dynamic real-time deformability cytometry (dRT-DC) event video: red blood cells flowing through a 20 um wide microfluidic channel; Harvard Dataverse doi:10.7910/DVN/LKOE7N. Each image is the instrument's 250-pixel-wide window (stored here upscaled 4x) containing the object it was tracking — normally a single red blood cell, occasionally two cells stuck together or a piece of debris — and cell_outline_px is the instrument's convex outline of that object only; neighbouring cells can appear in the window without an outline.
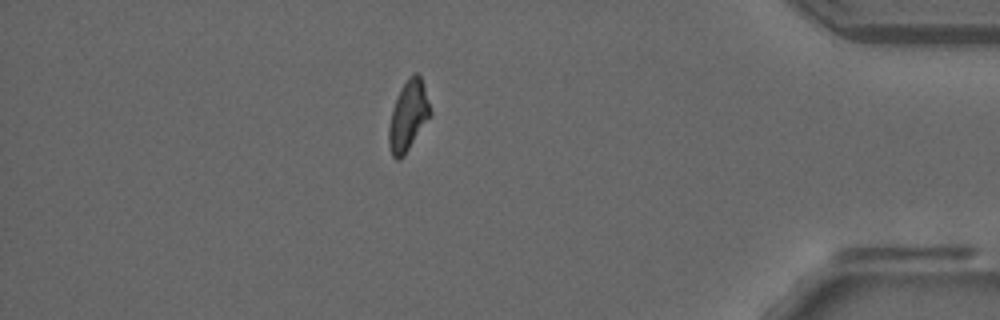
{"species": "common noctule bat (a hibernating species)", "species_latin": "Nyctalus noctula", "temperature_condition": "room temperature", "stored_images_in_passage": 51, "camera_frame_rate_fps": 3000, "um_per_image_px": 0.085, "animal": {"sex": "male", "forearm_length_mm": 52.5}, "frame": {"image": 1, "passage_image": 44, "time_ms": 14.333, "image_size_px": [1000, 320], "cell_outline_px": [[432, 116], [404, 156], [400, 160], [396, 160], [392, 156], [388, 144], [388, 128], [392, 108], [400, 88], [408, 76], [412, 72], [416, 72], [420, 76], [432, 112]], "centroid_in_image_um": [34.69, 9.86], "position_along_channel_um": 400.5, "area_um2": 17.28}, "authors_computed_cell_mechanics": {"area_um2": 17.3978, "velocity_mm_per_s": 3.9019, "shape_relaxation_time_tau1_ms": null, "shape_relaxation_time_tau2_ms": 2.0652, "deformation_change_tau1": null, "deformation_change_tau2": 0.0959}}